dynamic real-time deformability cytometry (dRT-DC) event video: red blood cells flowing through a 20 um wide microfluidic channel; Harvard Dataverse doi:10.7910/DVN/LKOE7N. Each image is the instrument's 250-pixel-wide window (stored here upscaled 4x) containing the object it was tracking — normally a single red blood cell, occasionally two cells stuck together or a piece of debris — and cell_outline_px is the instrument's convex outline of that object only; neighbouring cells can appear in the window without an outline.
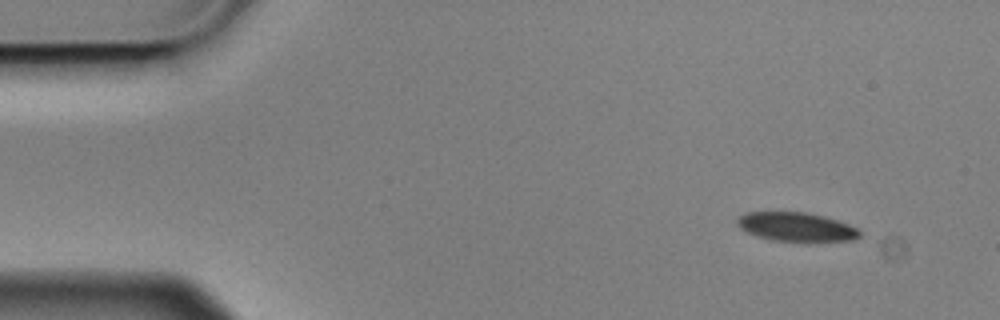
{"species": "Egyptian fruit bat (a non-hibernating species)", "species_latin": "Rousettus aegyptiacus", "temperature_condition": "cold", "stored_images_in_passage": 4, "camera_frame_rate_fps": 3000, "um_per_image_px": 0.085, "animal": {"sex": "male"}, "frame": {"image": 1, "passage_image": 1, "time_ms": 0.0, "image_size_px": [1000, 320], "cell_outline_px": [[860, 236], [852, 240], [808, 244], [772, 240], [756, 236], [740, 228], [736, 224], [736, 220], [744, 212], [808, 212], [824, 216], [848, 224], [856, 228], [860, 232]], "centroid_in_image_um": [67.7, 19.32], "position_along_channel_um": 17.3, "area_um2": 21.39}}